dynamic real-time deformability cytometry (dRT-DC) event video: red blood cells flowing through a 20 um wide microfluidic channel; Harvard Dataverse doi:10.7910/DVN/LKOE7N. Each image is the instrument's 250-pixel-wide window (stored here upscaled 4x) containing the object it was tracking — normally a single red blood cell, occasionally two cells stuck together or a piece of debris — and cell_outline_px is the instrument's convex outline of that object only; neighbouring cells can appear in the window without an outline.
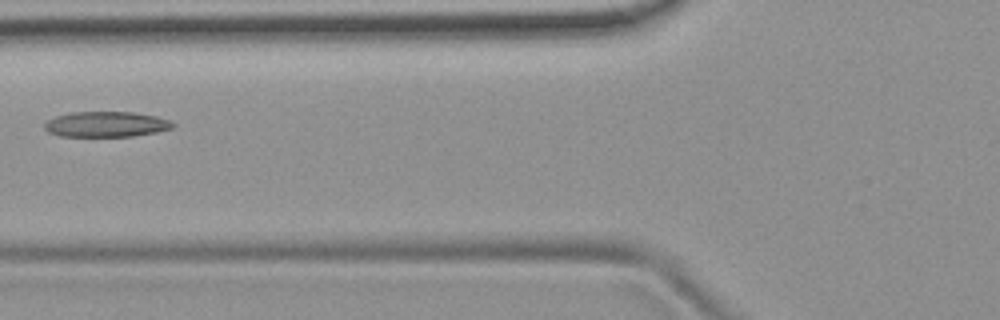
{"species": "common noctule bat (a hibernating species)", "species_latin": "Nyctalus noctula", "temperature_condition": "room temperature", "stored_images_in_passage": 3, "camera_frame_rate_fps": 3000, "um_per_image_px": 0.085, "animal": {"sex": "female", "body_mass_g": 19.9}, "frame": {"image": 1, "passage_image": 3, "time_ms": 2.333, "image_size_px": [1000, 320], "cell_outline_px": [[176, 124], [172, 128], [156, 132], [132, 136], [60, 136], [48, 132], [44, 128], [44, 124], [48, 120], [56, 116], [72, 112], [132, 112], [156, 116], [168, 120]], "centroid_in_image_um": [9.01, 10.56], "position_along_channel_um": 116.8, "area_um2": 18.9}}